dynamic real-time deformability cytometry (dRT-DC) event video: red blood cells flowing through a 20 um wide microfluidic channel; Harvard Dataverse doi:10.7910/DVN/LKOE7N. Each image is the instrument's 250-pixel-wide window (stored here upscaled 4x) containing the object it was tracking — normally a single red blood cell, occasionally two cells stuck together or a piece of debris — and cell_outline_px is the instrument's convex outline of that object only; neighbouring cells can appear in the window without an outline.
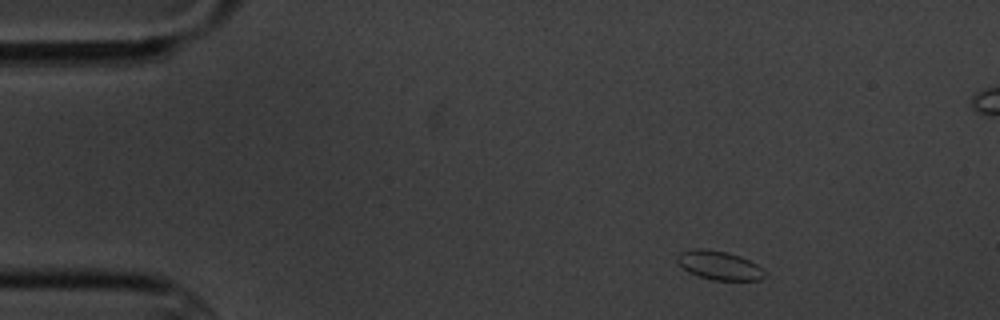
{"species": "common noctule bat (a hibernating species)", "species_latin": "Nyctalus noctula", "temperature_condition": "cold", "stored_images_in_passage": 6, "camera_frame_rate_fps": 3000, "um_per_image_px": 0.085, "animal": {"sex": "male", "body_mass_g": 20.1, "forearm_length_mm": 53.5}, "frame": {"image": 1, "passage_image": 1, "time_ms": 0.0, "image_size_px": [1000, 320], "cell_outline_px": [[764, 276], [760, 280], [712, 280], [688, 272], [676, 260], [676, 256], [680, 252], [696, 248], [704, 248], [728, 252], [740, 256], [756, 264], [764, 272]], "centroid_in_image_um": [61.1, 22.54], "position_along_channel_um": 23.9, "area_um2": 14.57}}
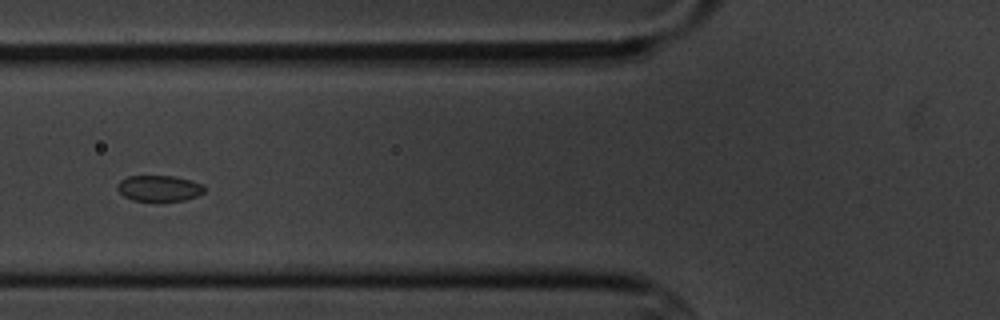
{"frame": {"image": 2, "passage_image": 5, "time_ms": 4.667, "image_size_px": [1000, 320], "cell_outline_px": [[204, 192], [196, 196], [184, 200], [132, 200], [124, 196], [116, 188], [116, 184], [120, 180], [128, 176], [172, 176], [204, 184]], "centroid_in_image_um": [13.49, 15.99], "position_along_channel_um": 112.3, "area_um2": 12.95}}
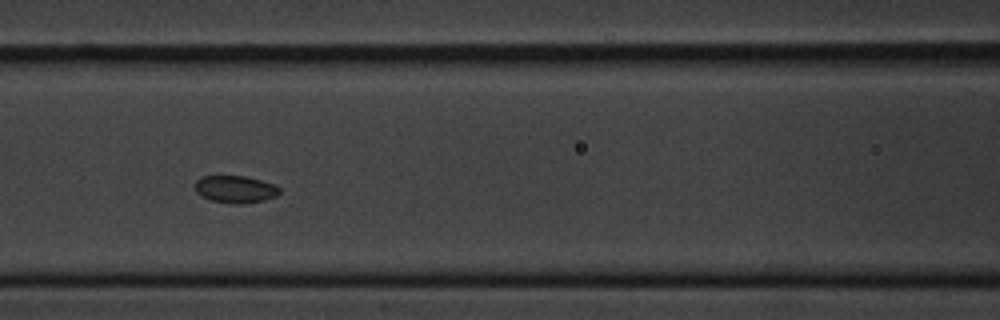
{"frame": {"image": 3, "passage_image": 6, "time_ms": 5.667, "image_size_px": [1000, 320], "cell_outline_px": [[280, 192], [276, 196], [264, 200], [240, 204], [232, 204], [212, 200], [200, 196], [196, 192], [196, 180], [200, 176], [244, 176], [276, 184], [280, 188]], "centroid_in_image_um": [20.01, 16.08], "position_along_channel_um": 146.6, "area_um2": 13.47}}